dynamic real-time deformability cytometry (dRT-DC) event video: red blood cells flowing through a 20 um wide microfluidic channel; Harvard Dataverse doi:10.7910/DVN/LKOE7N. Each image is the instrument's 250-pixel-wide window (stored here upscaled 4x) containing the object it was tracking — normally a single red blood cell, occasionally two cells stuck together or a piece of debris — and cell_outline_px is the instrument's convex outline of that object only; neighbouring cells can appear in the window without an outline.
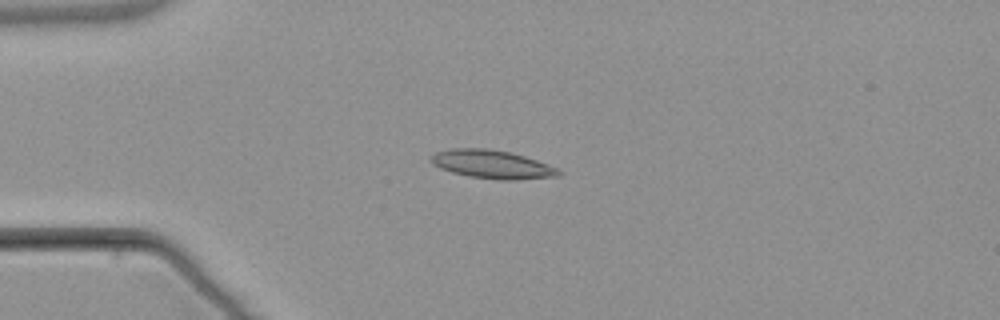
{"species": "common noctule bat (a hibernating species)", "species_latin": "Nyctalus noctula", "temperature_condition": "warm", "stored_images_in_passage": 6, "camera_frame_rate_fps": 3000, "um_per_image_px": 0.085, "animal": {"sex": "male", "body_mass_g": 21.5, "forearm_length_mm": 52.0}, "frame": {"image": 1, "passage_image": 4, "time_ms": 4.0, "image_size_px": [1000, 320], "cell_outline_px": [[564, 172], [560, 176], [512, 180], [500, 180], [468, 176], [452, 172], [440, 168], [432, 164], [428, 160], [428, 156], [432, 152], [448, 148], [488, 148], [512, 152], [548, 164]], "centroid_in_image_um": [41.77, 13.95], "position_along_channel_um": 43.2, "area_um2": 21.56}}
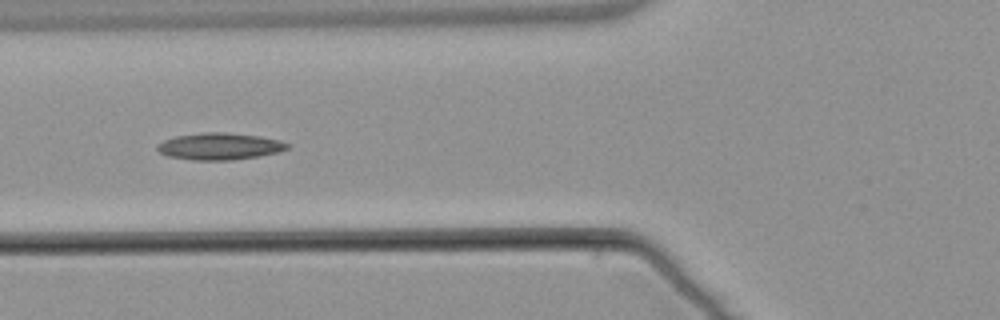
{"frame": {"image": 2, "passage_image": 6, "time_ms": 6.333, "image_size_px": [1000, 320], "cell_outline_px": [[288, 148], [276, 152], [260, 156], [232, 160], [192, 160], [168, 156], [160, 152], [156, 148], [156, 144], [164, 140], [176, 136], [204, 132], [228, 132], [260, 136], [280, 140], [288, 144]], "centroid_in_image_um": [18.64, 12.43], "position_along_channel_um": 107.2, "area_um2": 20.35}}